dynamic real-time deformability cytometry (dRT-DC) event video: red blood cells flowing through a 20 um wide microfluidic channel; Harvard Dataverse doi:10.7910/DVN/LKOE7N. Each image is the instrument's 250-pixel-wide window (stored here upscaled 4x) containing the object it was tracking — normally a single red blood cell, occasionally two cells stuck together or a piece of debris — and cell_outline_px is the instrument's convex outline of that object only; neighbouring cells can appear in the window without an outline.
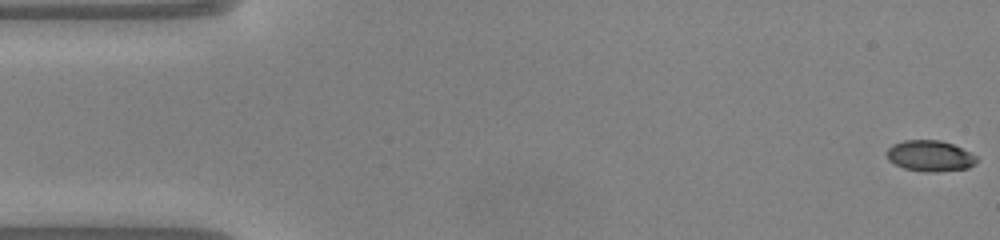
{"species": "common noctule bat (a hibernating species)", "species_latin": "Nyctalus noctula", "temperature_condition": "warm", "stored_images_in_passage": 49, "camera_frame_rate_fps": 3000, "um_per_image_px": 0.085, "animal": {"sex": "male", "body_mass_g": 20.0, "forearm_length_mm": 53.3}, "frame": {"image": 1, "passage_image": 1, "time_ms": 0.0, "image_size_px": [1000, 240], "cell_outline_px": [[976, 164], [968, 168], [936, 172], [924, 172], [904, 168], [888, 160], [888, 148], [892, 144], [904, 140], [940, 140], [952, 144], [976, 156]], "centroid_in_image_um": [79.04, 13.26], "position_along_channel_um": 6.0, "area_um2": 16.07}}
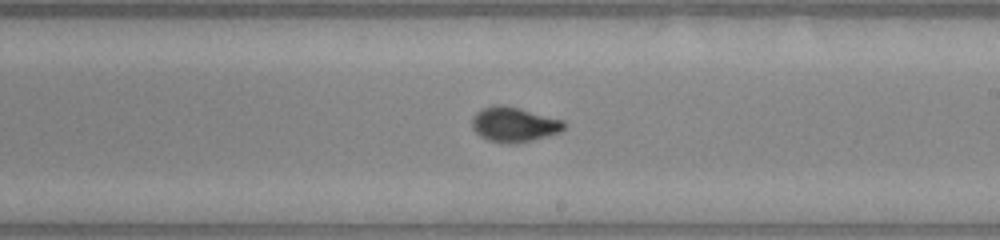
{"frame": {"image": 2, "passage_image": 28, "time_ms": 9.0, "image_size_px": [1000, 240], "cell_outline_px": [[564, 128], [560, 132], [532, 140], [516, 144], [508, 144], [488, 140], [480, 136], [472, 128], [472, 120], [476, 112], [484, 108], [516, 108], [560, 120], [564, 124]], "centroid_in_image_um": [43.66, 10.65], "position_along_channel_um": 245.3, "area_um2": 17.69}}
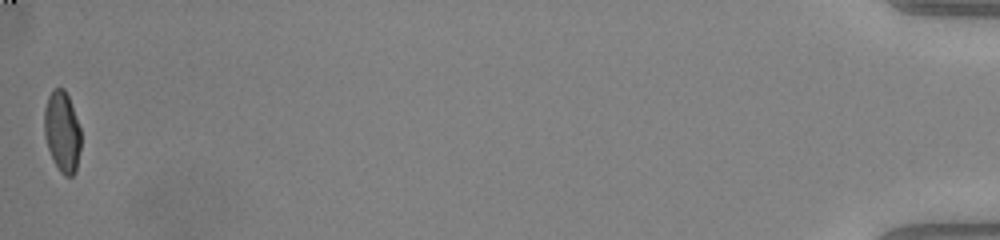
{"frame": {"image": 3, "passage_image": 49, "time_ms": 16.0, "image_size_px": [1000, 240], "cell_outline_px": [[80, 148], [76, 172], [72, 176], [64, 176], [60, 172], [48, 148], [44, 132], [44, 108], [48, 96], [52, 88], [64, 88], [68, 96], [80, 128]], "centroid_in_image_um": [5.28, 11.18], "position_along_channel_um": 429.9, "area_um2": 17.17}, "authors_computed_cell_mechanics": {"area_um2": 17.5712, "velocity_mm_per_s": 4.1342, "shape_relaxation_time_tau1_ms": 5.183, "shape_relaxation_time_tau2_ms": null, "deformation_change_tau1": 0.2029, "deformation_change_tau2": null}}